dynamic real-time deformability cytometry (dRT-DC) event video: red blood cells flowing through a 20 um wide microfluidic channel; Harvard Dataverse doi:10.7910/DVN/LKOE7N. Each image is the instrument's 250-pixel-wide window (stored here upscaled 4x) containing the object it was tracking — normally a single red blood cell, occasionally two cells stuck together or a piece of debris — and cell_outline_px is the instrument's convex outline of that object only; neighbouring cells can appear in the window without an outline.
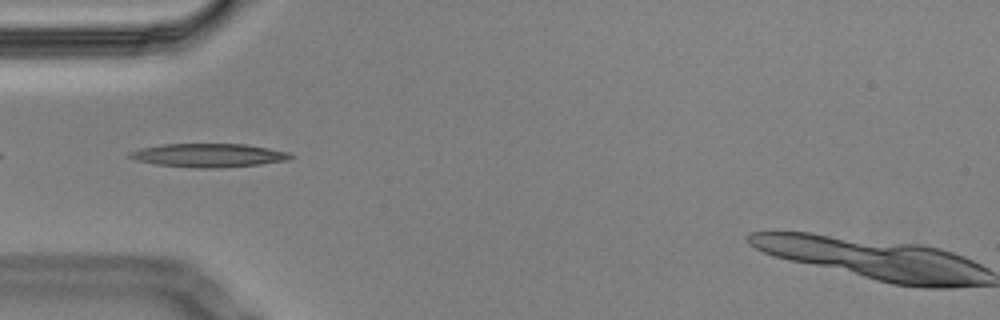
{"species": "Egyptian fruit bat (a non-hibernating species)", "species_latin": "Rousettus aegyptiacus", "temperature_condition": "cold", "stored_images_in_passage": 15, "camera_frame_rate_fps": 3000, "um_per_image_px": 0.085, "animal": {"sex": "male"}, "frame": {"image": 1, "passage_image": 3, "time_ms": 0.667, "image_size_px": [1000, 320], "cell_outline_px": [[292, 156], [288, 160], [260, 164], [220, 168], [196, 168], [156, 164], [136, 160], [128, 156], [128, 152], [140, 148], [164, 144], [244, 144], [268, 148], [288, 152]], "centroid_in_image_um": [17.7, 13.2], "position_along_channel_um": 67.3, "area_um2": 21.96}}
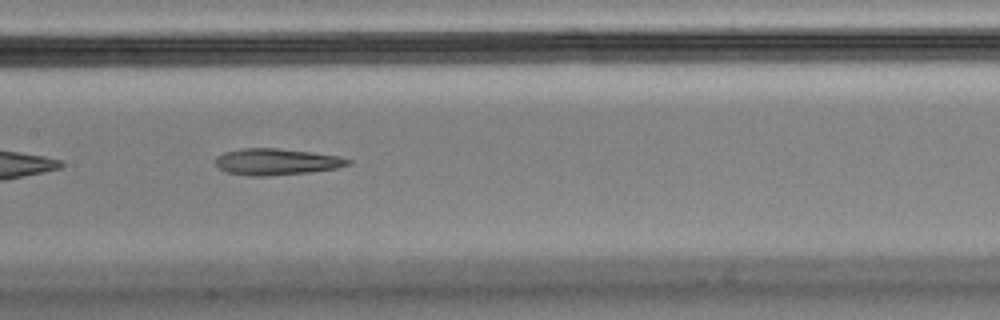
{"frame": {"image": 2, "passage_image": 13, "time_ms": 4.0, "image_size_px": [1000, 320], "cell_outline_px": [[352, 164], [336, 168], [308, 172], [264, 176], [248, 176], [228, 172], [220, 168], [216, 164], [216, 156], [224, 152], [244, 148], [276, 148], [312, 152], [336, 156], [352, 160]], "centroid_in_image_um": [23.5, 13.75], "position_along_channel_um": 183.9, "area_um2": 20.23}}